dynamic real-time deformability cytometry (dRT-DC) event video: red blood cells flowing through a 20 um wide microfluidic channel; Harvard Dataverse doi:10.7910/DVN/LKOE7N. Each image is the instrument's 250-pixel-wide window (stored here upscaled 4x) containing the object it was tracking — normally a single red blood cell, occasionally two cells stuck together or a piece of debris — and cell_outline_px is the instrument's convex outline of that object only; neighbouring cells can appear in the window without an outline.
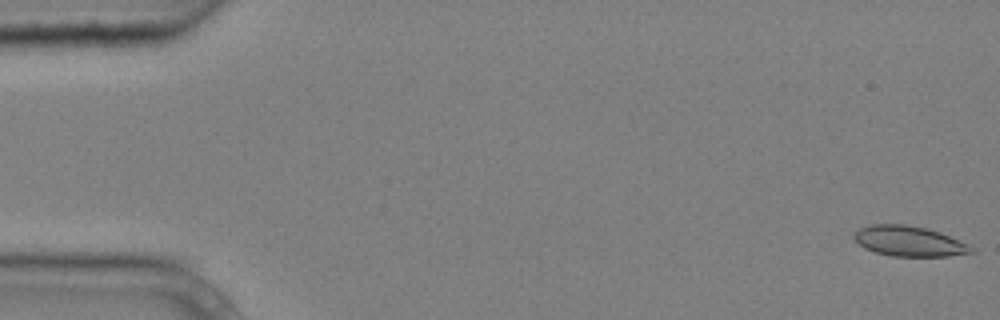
{"species": "common noctule bat (a hibernating species)", "species_latin": "Nyctalus noctula", "temperature_condition": "cold", "stored_images_in_passage": 5, "camera_frame_rate_fps": 3000, "um_per_image_px": 0.085, "animal": {"sex": "male", "body_mass_g": 20.4}, "frame": {"image": 1, "passage_image": 1, "time_ms": 0.0, "image_size_px": [1000, 320], "cell_outline_px": [[976, 252], [948, 256], [892, 256], [876, 252], [864, 248], [852, 236], [860, 228], [872, 224], [904, 224], [924, 228], [940, 232], [976, 248]], "centroid_in_image_um": [77.29, 20.5], "position_along_channel_um": 7.7, "area_um2": 20.52}}
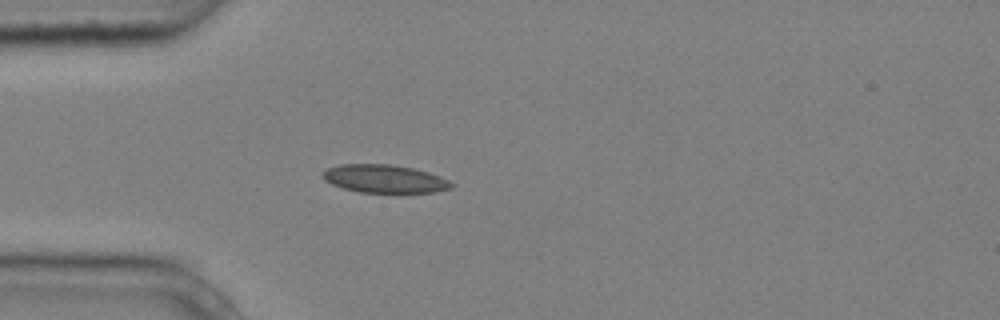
{"frame": {"image": 2, "passage_image": 5, "time_ms": 1.333, "image_size_px": [1000, 320], "cell_outline_px": [[456, 184], [452, 188], [432, 192], [360, 192], [344, 188], [332, 184], [324, 180], [320, 176], [328, 168], [340, 164], [388, 164], [412, 168], [428, 172], [440, 176]], "centroid_in_image_um": [32.69, 15.19], "position_along_channel_um": 52.3, "area_um2": 20.92}}